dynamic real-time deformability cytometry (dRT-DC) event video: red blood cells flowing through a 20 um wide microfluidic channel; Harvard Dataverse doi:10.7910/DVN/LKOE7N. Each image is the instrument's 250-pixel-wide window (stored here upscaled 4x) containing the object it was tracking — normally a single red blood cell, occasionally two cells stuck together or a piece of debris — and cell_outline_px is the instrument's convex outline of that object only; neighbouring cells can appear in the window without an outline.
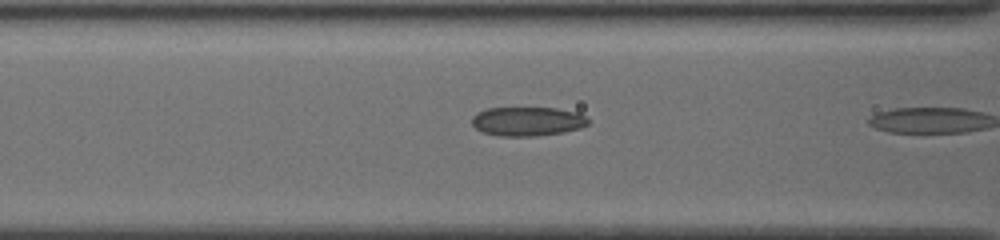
{"species": "common noctule bat (a hibernating species)", "species_latin": "Nyctalus noctula", "temperature_condition": "cold", "stored_images_in_passage": 9, "camera_frame_rate_fps": 3000, "um_per_image_px": 0.085, "animal": {"sex": "female", "body_mass_g": 19.5, "forearm_length_mm": 54.1}, "frame": {"image": 1, "passage_image": 8, "time_ms": 2.333, "image_size_px": [1000, 240], "cell_outline_px": [[588, 124], [580, 128], [564, 132], [536, 136], [496, 136], [484, 132], [476, 128], [472, 124], [472, 116], [476, 112], [488, 108], [556, 108], [576, 112], [584, 116], [588, 120]], "centroid_in_image_um": [44.81, 10.32], "position_along_channel_um": 121.8, "area_um2": 19.71}}